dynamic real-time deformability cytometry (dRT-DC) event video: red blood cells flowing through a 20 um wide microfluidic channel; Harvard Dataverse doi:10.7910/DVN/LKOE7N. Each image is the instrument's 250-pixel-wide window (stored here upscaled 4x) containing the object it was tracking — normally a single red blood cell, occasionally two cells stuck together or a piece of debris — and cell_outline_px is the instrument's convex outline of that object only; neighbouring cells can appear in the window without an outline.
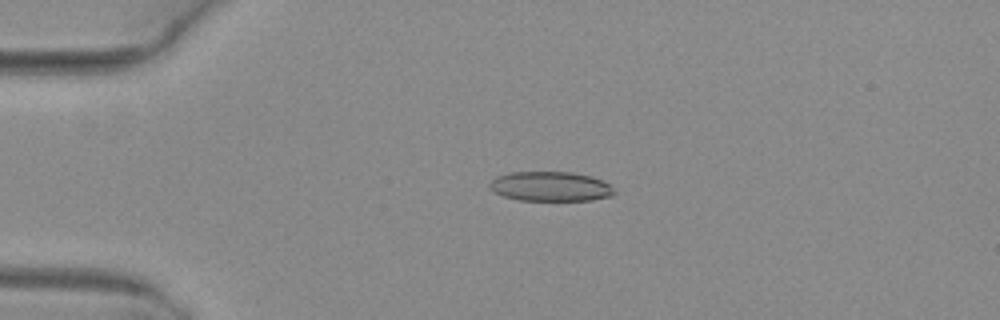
{"species": "common noctule bat (a hibernating species)", "species_latin": "Nyctalus noctula", "temperature_condition": "warm", "stored_images_in_passage": 5, "camera_frame_rate_fps": 3000, "um_per_image_px": 0.085, "animal": {"sex": "female", "body_mass_g": 29.2, "forearm_length_mm": 56.3}, "frame": {"image": 1, "passage_image": 4, "time_ms": 1.0, "image_size_px": [1000, 320], "cell_outline_px": [[616, 192], [612, 196], [592, 200], [520, 200], [504, 196], [488, 188], [488, 184], [496, 176], [508, 172], [572, 172], [592, 176], [608, 184]], "centroid_in_image_um": [46.77, 15.84], "position_along_channel_um": 38.2, "area_um2": 21.5}}